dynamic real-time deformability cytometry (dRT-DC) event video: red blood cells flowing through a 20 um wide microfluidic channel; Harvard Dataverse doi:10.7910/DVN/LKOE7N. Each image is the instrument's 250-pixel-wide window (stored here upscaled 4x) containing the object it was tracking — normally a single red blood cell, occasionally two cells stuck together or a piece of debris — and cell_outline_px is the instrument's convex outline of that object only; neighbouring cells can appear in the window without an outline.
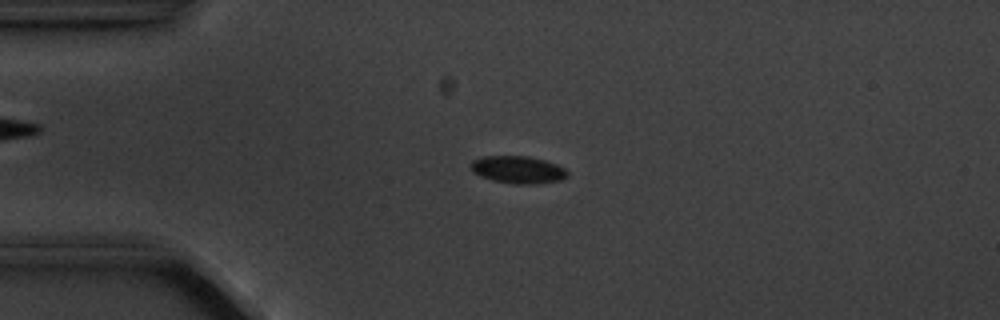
{"species": "common noctule bat (a hibernating species)", "species_latin": "Nyctalus noctula", "temperature_condition": "cold", "stored_images_in_passage": 4, "camera_frame_rate_fps": 3000, "um_per_image_px": 0.085, "animal": {"sex": "male", "body_mass_g": 20.1, "forearm_length_mm": 53.5}, "frame": {"image": 1, "passage_image": 3, "time_ms": 2.333, "image_size_px": [1000, 320], "cell_outline_px": [[568, 176], [560, 180], [536, 184], [516, 184], [492, 180], [480, 176], [472, 172], [472, 160], [484, 156], [528, 156], [544, 160], [556, 164], [564, 168], [568, 172]], "centroid_in_image_um": [44.03, 14.42], "position_along_channel_um": 41.0, "area_um2": 15.37}}